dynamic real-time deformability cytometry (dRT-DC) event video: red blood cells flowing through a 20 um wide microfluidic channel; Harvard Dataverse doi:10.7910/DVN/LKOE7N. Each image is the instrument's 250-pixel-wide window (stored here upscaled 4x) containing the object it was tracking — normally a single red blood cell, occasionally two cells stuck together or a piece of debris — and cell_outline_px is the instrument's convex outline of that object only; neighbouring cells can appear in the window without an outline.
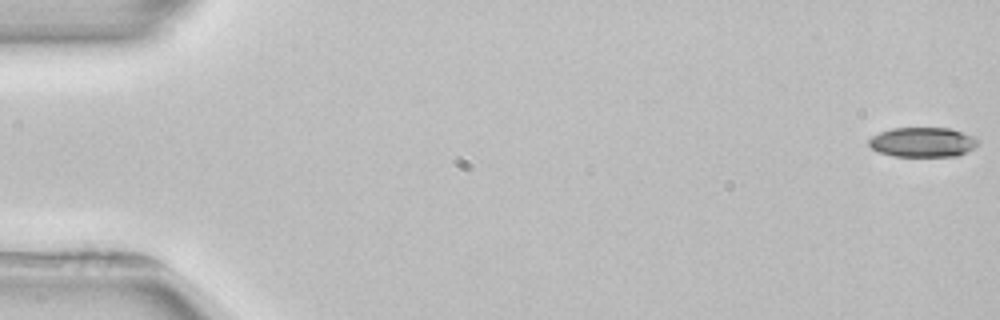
{"species": "common noctule bat (a hibernating species)", "species_latin": "Nyctalus noctula", "temperature_condition": "room temperature", "stored_images_in_passage": 4, "camera_frame_rate_fps": 3000, "um_per_image_px": 0.085, "animal": {"sex": "female", "body_mass_g": 22.7, "forearm_length_mm": 54.2}, "frame": {"image": 1, "passage_image": 1, "time_ms": 0.0, "image_size_px": [1000, 320], "cell_outline_px": [[980, 140], [972, 148], [956, 156], [892, 156], [880, 152], [872, 148], [868, 144], [868, 140], [872, 136], [880, 132], [892, 128], [948, 128], [972, 136]], "centroid_in_image_um": [78.38, 12.08], "position_along_channel_um": 6.6, "area_um2": 18.61}}
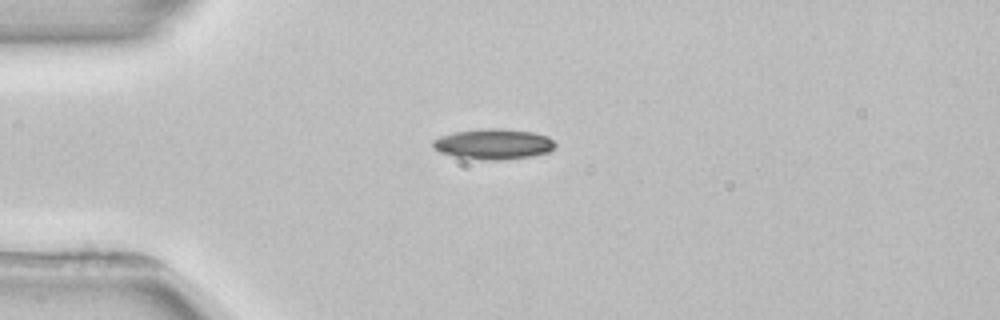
{"frame": {"image": 2, "passage_image": 4, "time_ms": 4.333, "image_size_px": [1000, 320], "cell_outline_px": [[556, 144], [548, 152], [532, 156], [504, 160], [484, 160], [456, 156], [440, 152], [432, 148], [432, 140], [440, 136], [456, 132], [480, 128], [500, 128], [532, 132], [548, 136]], "centroid_in_image_um": [41.93, 12.24], "position_along_channel_um": 43.1, "area_um2": 21.73}}